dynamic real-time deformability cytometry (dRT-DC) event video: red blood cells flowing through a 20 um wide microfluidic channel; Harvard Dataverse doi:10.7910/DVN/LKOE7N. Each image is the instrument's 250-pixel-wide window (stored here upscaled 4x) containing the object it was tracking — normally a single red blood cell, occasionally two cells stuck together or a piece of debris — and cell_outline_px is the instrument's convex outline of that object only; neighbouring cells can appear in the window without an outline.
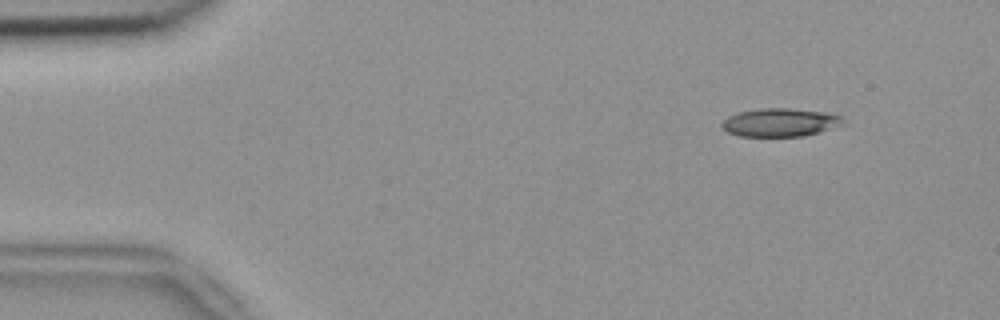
{"species": "common noctule bat (a hibernating species)", "species_latin": "Nyctalus noctula", "temperature_condition": "room temperature", "stored_images_in_passage": 50, "camera_frame_rate_fps": 3000, "um_per_image_px": 0.085, "animal": {"sex": "female", "body_mass_g": 18.4}, "frame": {"image": 1, "passage_image": 3, "time_ms": 0.667, "image_size_px": [1000, 320], "cell_outline_px": [[848, 124], [820, 132], [804, 136], [740, 136], [728, 132], [720, 124], [728, 116], [736, 112], [760, 108], [788, 108], [828, 112], [840, 116]], "centroid_in_image_um": [66.36, 10.4], "position_along_channel_um": 18.6, "area_um2": 20.23}}
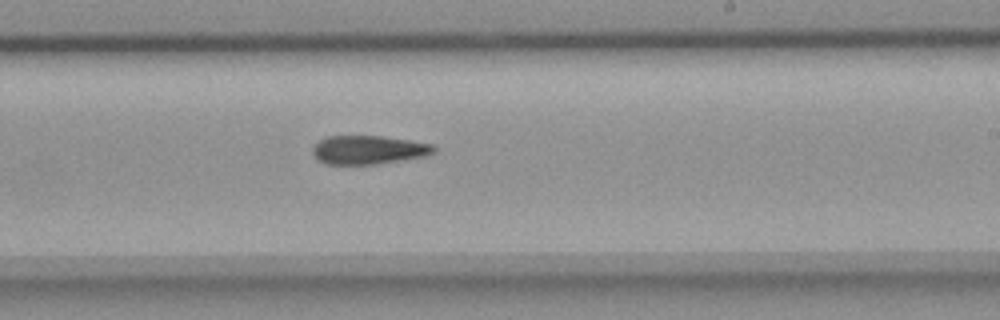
{"frame": {"image": 2, "passage_image": 29, "time_ms": 9.333, "image_size_px": [1000, 320], "cell_outline_px": [[436, 152], [428, 156], [404, 160], [376, 164], [324, 164], [312, 152], [312, 148], [320, 140], [328, 136], [380, 136], [408, 140], [432, 144], [436, 148]], "centroid_in_image_um": [31.37, 12.74], "position_along_channel_um": 257.6, "area_um2": 20.23}}
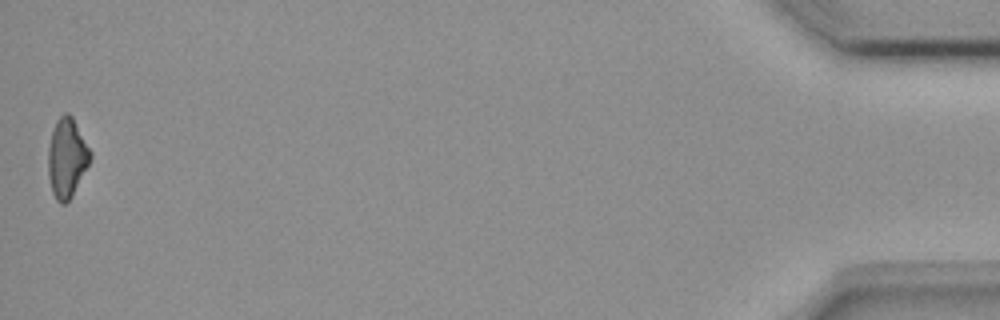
{"frame": {"image": 3, "passage_image": 50, "time_ms": 16.333, "image_size_px": [1000, 320], "cell_outline_px": [[92, 156], [72, 196], [64, 204], [60, 204], [56, 200], [52, 192], [48, 176], [48, 148], [52, 132], [56, 120], [64, 112], [68, 112], [72, 116], [92, 152]], "centroid_in_image_um": [5.67, 13.41], "position_along_channel_um": 429.5, "area_um2": 19.42}}